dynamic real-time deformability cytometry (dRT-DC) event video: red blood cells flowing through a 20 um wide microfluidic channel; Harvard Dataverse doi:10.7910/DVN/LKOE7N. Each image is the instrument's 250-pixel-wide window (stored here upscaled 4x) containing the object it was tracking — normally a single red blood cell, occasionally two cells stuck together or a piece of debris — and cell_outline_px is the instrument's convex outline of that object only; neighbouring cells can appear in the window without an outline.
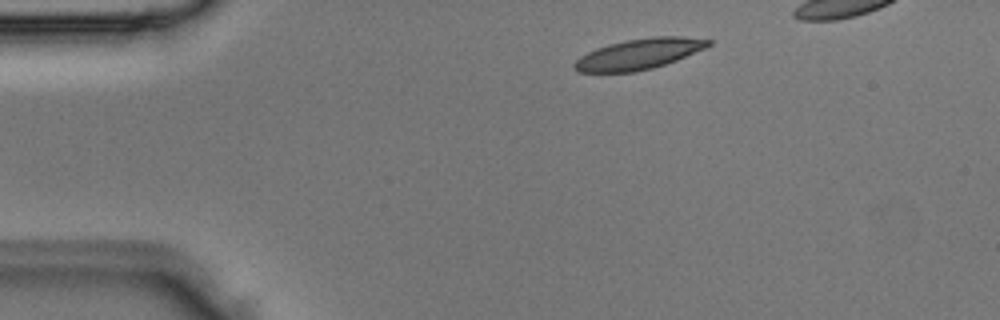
{"species": "Egyptian fruit bat (a non-hibernating species)", "species_latin": "Rousettus aegyptiacus", "temperature_condition": "room temperature", "stored_images_in_passage": 3, "camera_frame_rate_fps": 3000, "um_per_image_px": 0.085, "animal": {"sex": "male"}, "frame": {"image": 1, "passage_image": 1, "time_ms": 0.0, "image_size_px": [1000, 320], "cell_outline_px": [[712, 44], [704, 48], [676, 60], [652, 68], [636, 72], [576, 72], [572, 68], [572, 64], [580, 56], [596, 48], [608, 44], [624, 40], [652, 36], [680, 36], [712, 40]], "centroid_in_image_um": [54.26, 4.59], "position_along_channel_um": 30.7, "area_um2": 23.93}}